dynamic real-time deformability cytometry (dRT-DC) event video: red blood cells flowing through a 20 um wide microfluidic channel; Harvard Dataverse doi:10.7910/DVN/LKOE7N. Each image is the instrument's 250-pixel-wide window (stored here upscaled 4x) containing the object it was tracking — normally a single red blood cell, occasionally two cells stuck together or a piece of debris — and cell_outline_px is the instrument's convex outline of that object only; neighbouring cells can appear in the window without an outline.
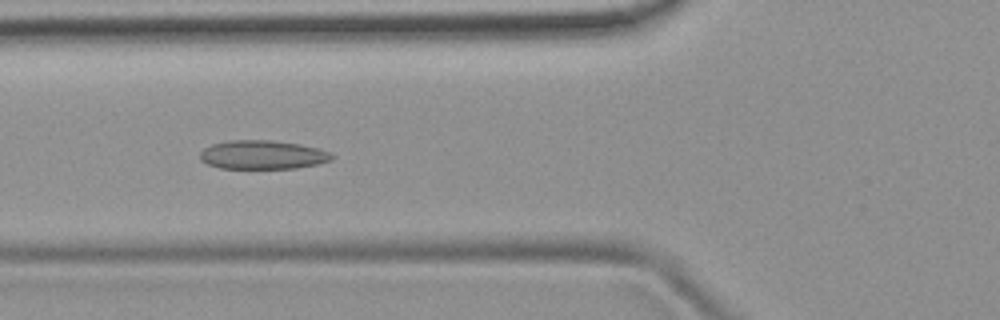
{"species": "common noctule bat (a hibernating species)", "species_latin": "Nyctalus noctula", "temperature_condition": "room temperature", "stored_images_in_passage": 40, "camera_frame_rate_fps": 3000, "um_per_image_px": 0.085, "animal": {"sex": "female", "body_mass_g": 19.9}, "frame": {"image": 1, "passage_image": 8, "time_ms": 2.333, "image_size_px": [1000, 320], "cell_outline_px": [[336, 156], [332, 160], [316, 164], [296, 168], [220, 168], [208, 164], [200, 160], [200, 152], [204, 148], [212, 144], [228, 140], [272, 140], [300, 144], [320, 148], [332, 152]], "centroid_in_image_um": [22.36, 13.15], "position_along_channel_um": 103.4, "area_um2": 22.31}}
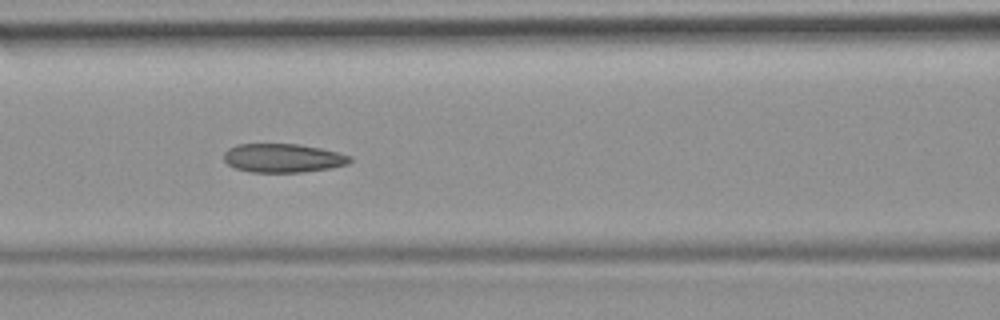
{"frame": {"image": 2, "passage_image": 11, "time_ms": 3.333, "image_size_px": [1000, 320], "cell_outline_px": [[352, 160], [348, 164], [332, 168], [300, 172], [252, 172], [236, 168], [228, 164], [224, 160], [224, 152], [228, 148], [236, 144], [296, 144], [320, 148], [352, 156]], "centroid_in_image_um": [24.05, 13.43], "position_along_channel_um": 142.5, "area_um2": 21.1}}
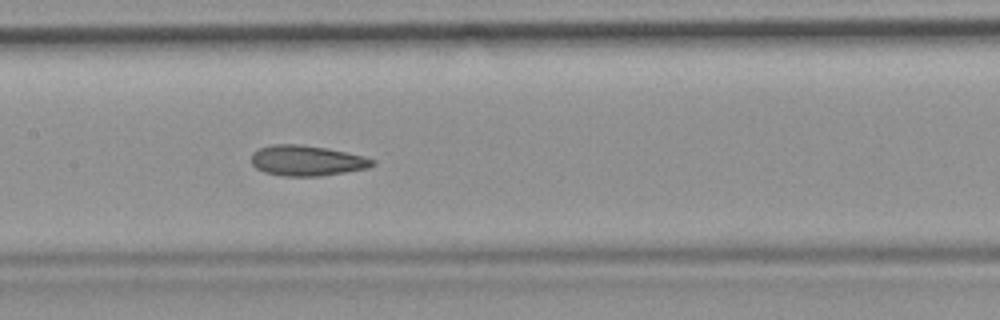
{"frame": {"image": 3, "passage_image": 14, "time_ms": 4.333, "image_size_px": [1000, 320], "cell_outline_px": [[376, 164], [368, 168], [320, 176], [280, 176], [264, 172], [256, 168], [252, 164], [252, 152], [260, 148], [272, 144], [300, 144], [324, 148], [364, 156], [376, 160]], "centroid_in_image_um": [26.07, 13.66], "position_along_channel_um": 181.3, "area_um2": 21.44}, "authors_computed_cell_mechanics": {"area_um2": 21.4438, "velocity_mm_per_s": 3.8905, "shape_relaxation_time_tau1_ms": null, "shape_relaxation_time_tau2_ms": 2.9269, "deformation_change_tau1": null, "deformation_change_tau2": 0.1078}}